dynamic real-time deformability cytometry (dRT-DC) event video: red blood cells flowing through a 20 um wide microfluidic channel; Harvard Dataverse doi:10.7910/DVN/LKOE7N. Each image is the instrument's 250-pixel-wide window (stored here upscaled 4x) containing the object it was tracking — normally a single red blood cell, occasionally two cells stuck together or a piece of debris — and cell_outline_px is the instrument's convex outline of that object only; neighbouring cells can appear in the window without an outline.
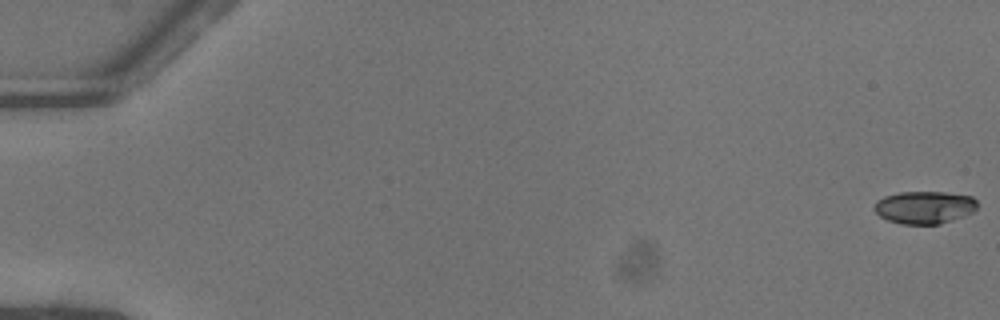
{"species": "common noctule bat (a hibernating species)", "species_latin": "Nyctalus noctula", "temperature_condition": "warm", "stored_images_in_passage": 52, "camera_frame_rate_fps": 3000, "um_per_image_px": 0.085, "animal": {"sex": "female"}, "frame": {"image": 1, "passage_image": 1, "time_ms": 0.0, "image_size_px": [1000, 320], "cell_outline_px": [[976, 208], [972, 212], [964, 216], [940, 224], [900, 224], [888, 220], [880, 216], [872, 208], [876, 200], [884, 196], [900, 192], [944, 192], [972, 196], [976, 200]], "centroid_in_image_um": [78.55, 17.62], "position_along_channel_um": 6.5, "area_um2": 19.65}}
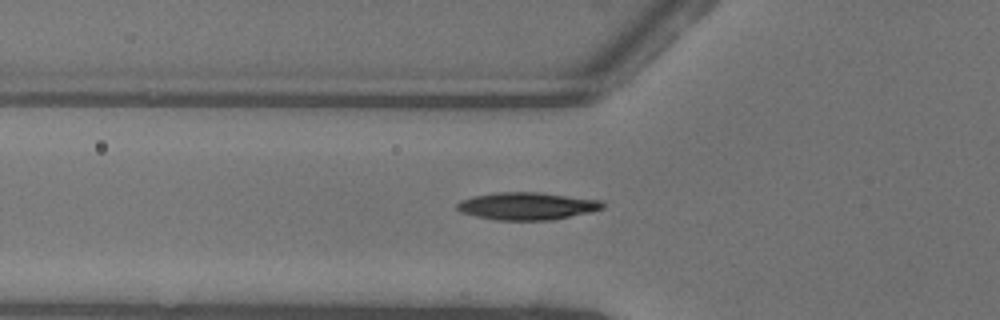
{"frame": {"image": 2, "passage_image": 20, "time_ms": 6.333, "image_size_px": [1000, 320], "cell_outline_px": [[604, 208], [592, 212], [552, 220], [496, 220], [476, 216], [460, 212], [456, 208], [456, 204], [460, 200], [476, 196], [496, 192], [536, 192], [604, 200]], "centroid_in_image_um": [44.83, 17.52], "position_along_channel_um": 81.0, "area_um2": 23.41}}
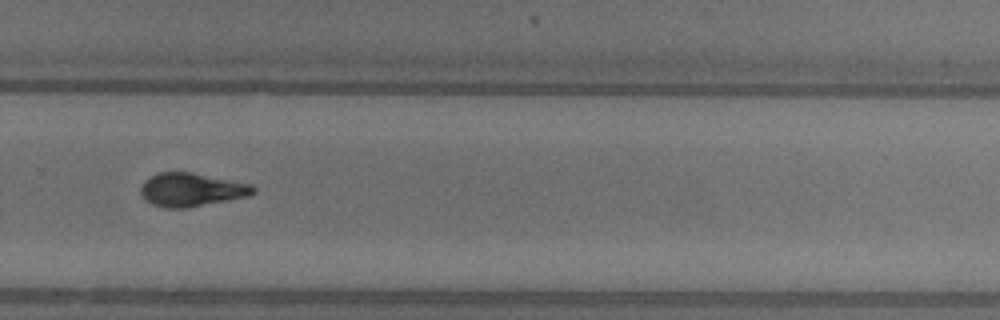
{"frame": {"image": 3, "passage_image": 37, "time_ms": 12.0, "image_size_px": [1000, 320], "cell_outline_px": [[256, 192], [248, 196], [188, 208], [168, 208], [152, 204], [144, 200], [140, 192], [140, 188], [144, 180], [160, 172], [192, 172], [252, 184], [256, 188]], "centroid_in_image_um": [16.27, 16.13], "position_along_channel_um": 313.5, "area_um2": 22.02}, "authors_computed_cell_mechanics": {"area_um2": 21.1837, "velocity_mm_per_s": 4.0962, "shape_relaxation_time_tau1_ms": 4.5012, "shape_relaxation_time_tau2_ms": 2.5267, "deformation_change_tau1": 0.1693, "deformation_change_tau2": 0.0866}}